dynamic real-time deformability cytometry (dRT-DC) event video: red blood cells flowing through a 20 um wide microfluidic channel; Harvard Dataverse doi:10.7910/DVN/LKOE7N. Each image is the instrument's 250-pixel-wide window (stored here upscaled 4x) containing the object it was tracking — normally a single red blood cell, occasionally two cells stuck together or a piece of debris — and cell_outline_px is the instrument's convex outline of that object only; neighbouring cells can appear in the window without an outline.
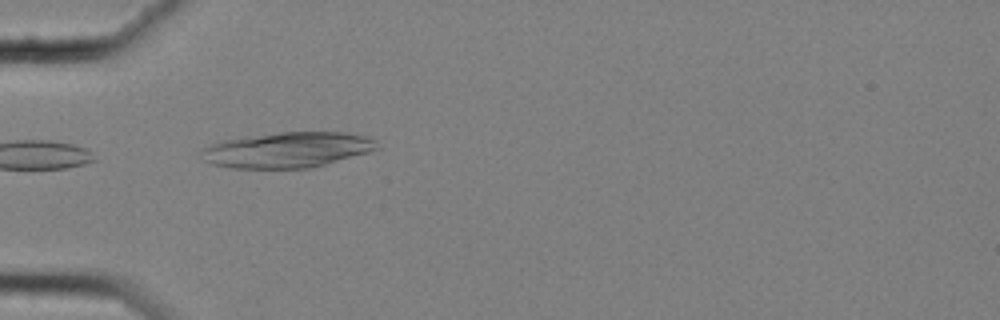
{"species": "common noctule bat (a hibernating species)", "species_latin": "Nyctalus noctula", "temperature_condition": "cold", "stored_images_in_passage": 3, "camera_frame_rate_fps": 3000, "um_per_image_px": 0.085, "animal": {"sex": "female", "body_mass_g": 25.1}, "frame": {"image": 1, "passage_image": 1, "time_ms": 0.0, "image_size_px": [1000, 320], "cell_outline_px": [[380, 148], [368, 152], [324, 164], [308, 168], [232, 168], [212, 164], [204, 160], [200, 152], [204, 148], [220, 140], [244, 136], [280, 132], [344, 132], [364, 136], [376, 140]], "centroid_in_image_um": [24.4, 12.73], "position_along_channel_um": 60.6, "area_um2": 36.24}}